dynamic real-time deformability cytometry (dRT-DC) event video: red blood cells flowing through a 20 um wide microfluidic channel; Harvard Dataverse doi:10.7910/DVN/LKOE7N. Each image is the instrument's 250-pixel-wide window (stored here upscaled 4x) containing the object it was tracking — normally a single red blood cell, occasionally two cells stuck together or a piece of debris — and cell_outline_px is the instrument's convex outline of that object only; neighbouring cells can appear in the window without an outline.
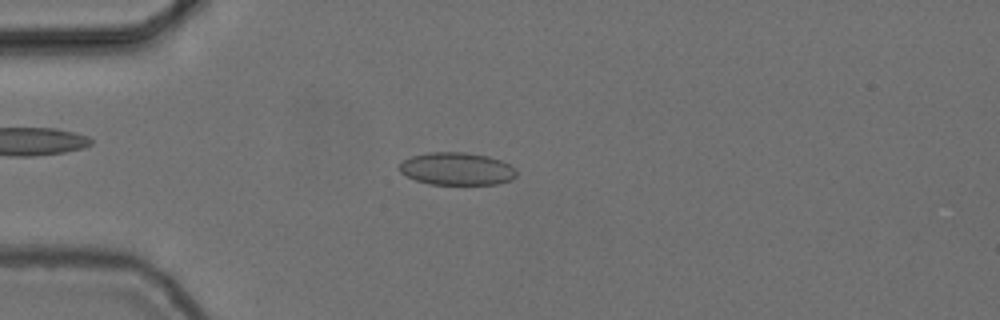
{"species": "common noctule bat (a hibernating species)", "species_latin": "Nyctalus noctula", "temperature_condition": "cold", "stored_images_in_passage": 28, "camera_frame_rate_fps": 3000, "um_per_image_px": 0.085, "animal": {"sex": "female", "body_mass_g": 24.6, "forearm_length_mm": 56.2}, "frame": {"image": 1, "passage_image": 14, "time_ms": 4.333, "image_size_px": [1000, 320], "cell_outline_px": [[516, 176], [512, 180], [496, 184], [428, 184], [416, 180], [400, 172], [400, 164], [404, 160], [412, 156], [428, 152], [464, 152], [488, 156], [500, 160], [516, 168]], "centroid_in_image_um": [38.85, 14.35], "position_along_channel_um": 46.2, "area_um2": 22.2}}
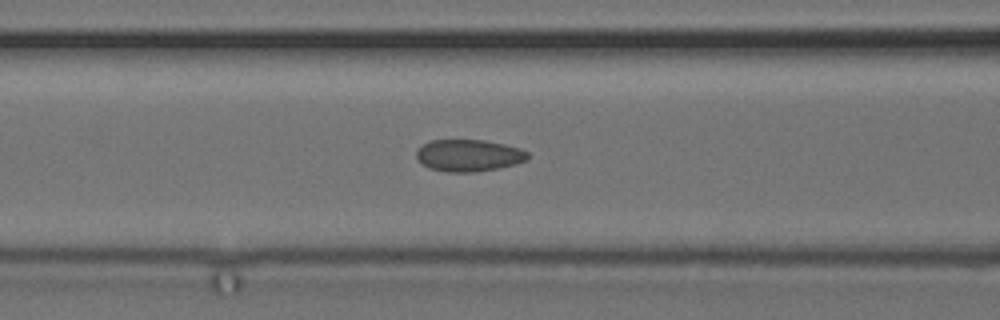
{"frame": {"image": 2, "passage_image": 22, "time_ms": 7.0, "image_size_px": [1000, 320], "cell_outline_px": [[528, 160], [516, 164], [496, 168], [472, 172], [448, 172], [428, 168], [416, 156], [416, 152], [424, 144], [432, 140], [484, 140], [504, 144], [520, 148], [528, 152]], "centroid_in_image_um": [39.87, 13.21], "position_along_channel_um": 126.7, "area_um2": 20.52}}
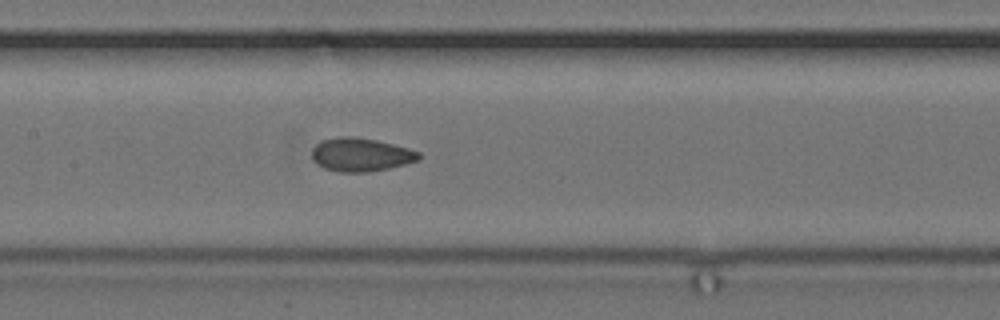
{"frame": {"image": 3, "passage_image": 26, "time_ms": 8.333, "image_size_px": [1000, 320], "cell_outline_px": [[420, 160], [388, 168], [368, 172], [340, 172], [324, 168], [316, 164], [312, 160], [312, 148], [320, 140], [336, 136], [352, 136], [376, 140], [408, 148], [420, 152]], "centroid_in_image_um": [30.63, 13.14], "position_along_channel_um": 176.8, "area_um2": 20.98}}